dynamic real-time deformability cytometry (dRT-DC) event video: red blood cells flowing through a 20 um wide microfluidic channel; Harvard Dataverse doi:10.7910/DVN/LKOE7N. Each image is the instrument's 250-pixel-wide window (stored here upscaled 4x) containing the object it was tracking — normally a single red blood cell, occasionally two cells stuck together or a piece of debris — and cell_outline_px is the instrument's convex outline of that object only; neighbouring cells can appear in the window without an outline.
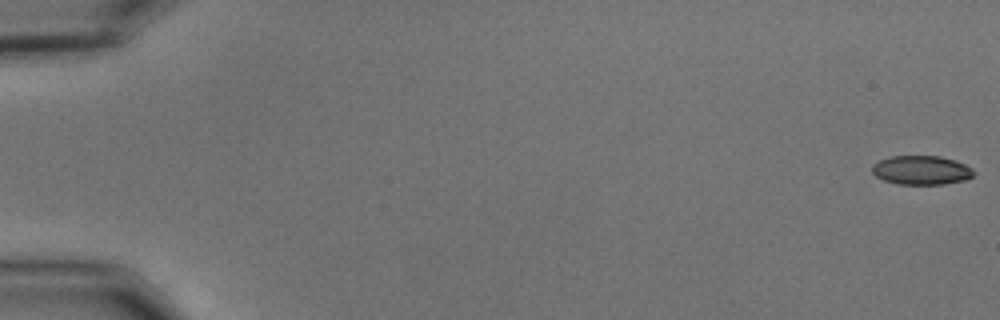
{"species": "common noctule bat (a hibernating species)", "species_latin": "Nyctalus noctula", "temperature_condition": "cold", "stored_images_in_passage": 56, "camera_frame_rate_fps": 3000, "um_per_image_px": 0.085, "animal": {"sex": "male", "body_mass_g": 15.6}, "frame": {"image": 1, "passage_image": 1, "time_ms": 0.0, "image_size_px": [1000, 320], "cell_outline_px": [[976, 172], [972, 176], [964, 180], [944, 184], [900, 184], [884, 180], [876, 176], [872, 172], [872, 164], [888, 156], [940, 156], [956, 160], [972, 168]], "centroid_in_image_um": [78.32, 14.45], "position_along_channel_um": 6.7, "area_um2": 17.22}}
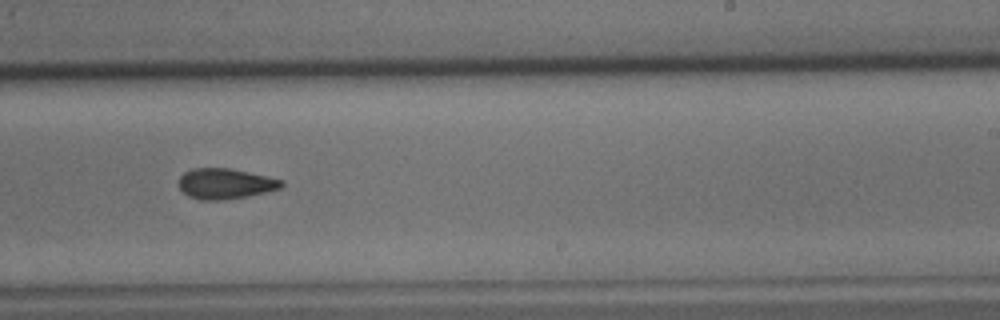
{"frame": {"image": 2, "passage_image": 36, "time_ms": 11.667, "image_size_px": [1000, 320], "cell_outline_px": [[284, 184], [280, 188], [248, 196], [224, 200], [200, 200], [188, 196], [180, 188], [180, 176], [184, 172], [192, 168], [228, 168], [248, 172], [284, 180]], "centroid_in_image_um": [19.14, 15.61], "position_along_channel_um": 269.9, "area_um2": 18.15}}
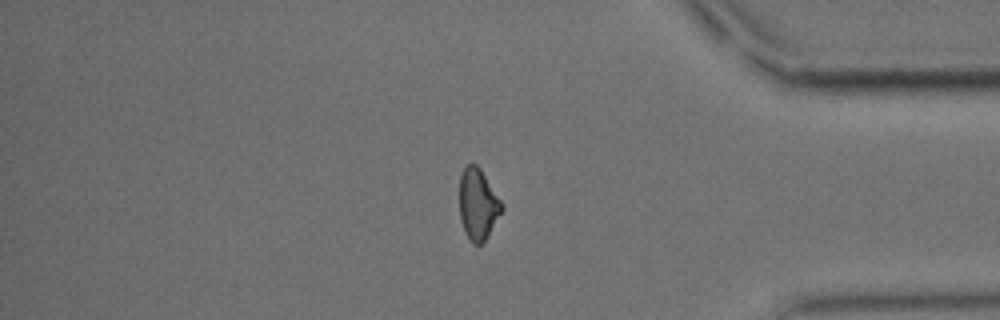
{"frame": {"image": 3, "passage_image": 48, "time_ms": 15.667, "image_size_px": [1000, 320], "cell_outline_px": [[504, 208], [484, 240], [480, 244], [472, 244], [464, 232], [460, 216], [460, 172], [468, 164], [476, 164], [480, 168], [504, 204]], "centroid_in_image_um": [40.62, 17.34], "position_along_channel_um": 394.6, "area_um2": 17.46}, "authors_computed_cell_mechanics": {"area_um2": 18.2648, "velocity_mm_per_s": 3.64, "shape_relaxation_time_tau1_ms": 4.9608, "shape_relaxation_time_tau2_ms": 4.7171, "deformation_change_tau1": 0.1418, "deformation_change_tau2": 0.1184}}